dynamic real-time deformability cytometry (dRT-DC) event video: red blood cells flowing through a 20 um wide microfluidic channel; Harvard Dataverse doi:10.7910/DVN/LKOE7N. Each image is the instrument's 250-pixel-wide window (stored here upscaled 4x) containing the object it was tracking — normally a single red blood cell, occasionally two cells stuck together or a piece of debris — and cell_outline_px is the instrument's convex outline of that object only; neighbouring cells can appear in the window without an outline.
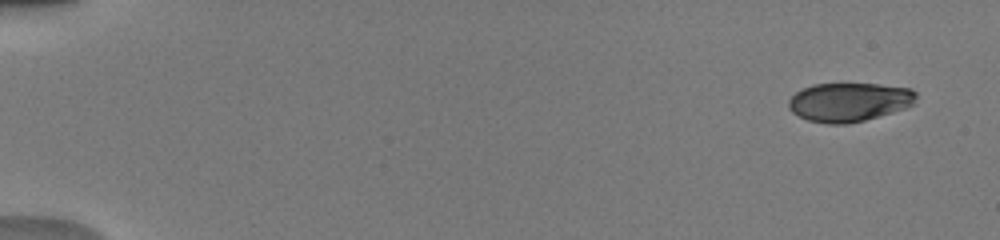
{"species": "human", "species_latin": "Homo sapiens", "temperature_condition": "warm", "stored_images_in_passage": 48, "camera_frame_rate_fps": 3000, "um_per_image_px": 0.085, "donor": {"sex": "male"}, "frame": {"image": 1, "passage_image": 1, "time_ms": 0.0, "image_size_px": [1000, 240], "cell_outline_px": [[916, 96], [912, 104], [904, 108], [892, 112], [864, 120], [848, 124], [828, 124], [808, 120], [792, 112], [788, 108], [788, 100], [796, 92], [812, 84], [880, 84], [912, 88], [916, 92]], "centroid_in_image_um": [72.16, 8.67], "position_along_channel_um": 12.8, "area_um2": 28.78}}
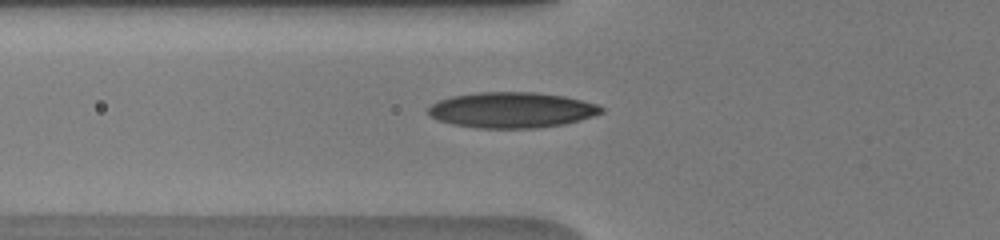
{"frame": {"image": 2, "passage_image": 18, "time_ms": 5.667, "image_size_px": [1000, 240], "cell_outline_px": [[604, 112], [580, 120], [564, 124], [536, 128], [476, 128], [452, 124], [436, 120], [428, 116], [428, 108], [432, 104], [440, 100], [452, 96], [480, 92], [536, 92], [564, 96], [596, 104], [604, 108]], "centroid_in_image_um": [43.47, 9.36], "position_along_channel_um": 82.3, "area_um2": 36.01}}
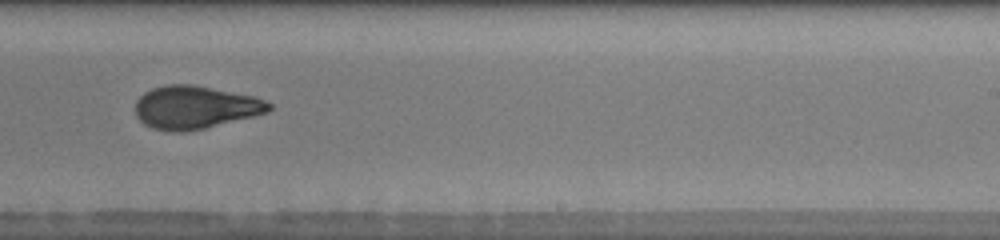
{"frame": {"image": 3, "passage_image": 32, "time_ms": 10.333, "image_size_px": [1000, 240], "cell_outline_px": [[272, 108], [268, 112], [204, 128], [180, 132], [168, 132], [152, 128], [144, 124], [136, 116], [136, 100], [144, 92], [152, 88], [168, 84], [192, 84], [256, 96], [272, 104]], "centroid_in_image_um": [16.57, 9.11], "position_along_channel_um": 272.4, "area_um2": 33.47}}